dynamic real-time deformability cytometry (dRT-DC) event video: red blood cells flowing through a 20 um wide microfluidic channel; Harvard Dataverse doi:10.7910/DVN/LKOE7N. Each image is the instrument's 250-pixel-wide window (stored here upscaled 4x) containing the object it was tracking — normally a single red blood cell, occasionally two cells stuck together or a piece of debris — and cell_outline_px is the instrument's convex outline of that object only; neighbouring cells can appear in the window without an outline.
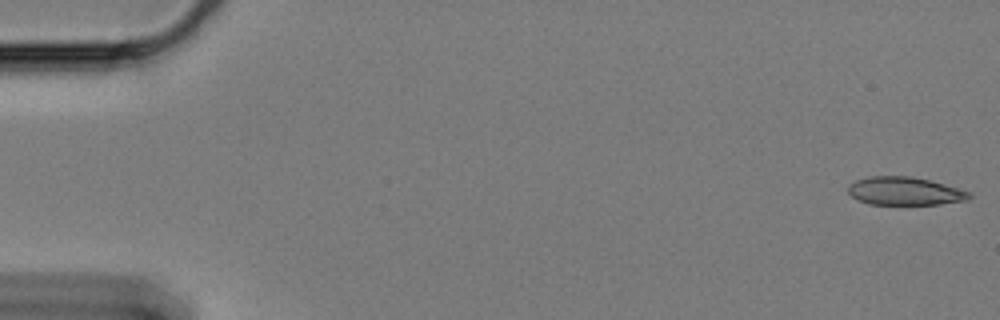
{"species": "Egyptian fruit bat (a non-hibernating species)", "species_latin": "Rousettus aegyptiacus", "temperature_condition": "cold", "stored_images_in_passage": 11, "camera_frame_rate_fps": 3000, "um_per_image_px": 0.085, "animal": {"sex": "female"}, "frame": {"image": 1, "passage_image": 1, "time_ms": 0.0, "image_size_px": [1000, 320], "cell_outline_px": [[972, 196], [968, 200], [940, 204], [872, 204], [860, 200], [852, 196], [848, 192], [848, 184], [856, 180], [868, 176], [912, 176], [928, 180], [972, 192]], "centroid_in_image_um": [76.92, 16.24], "position_along_channel_um": 8.1, "area_um2": 19.77}}